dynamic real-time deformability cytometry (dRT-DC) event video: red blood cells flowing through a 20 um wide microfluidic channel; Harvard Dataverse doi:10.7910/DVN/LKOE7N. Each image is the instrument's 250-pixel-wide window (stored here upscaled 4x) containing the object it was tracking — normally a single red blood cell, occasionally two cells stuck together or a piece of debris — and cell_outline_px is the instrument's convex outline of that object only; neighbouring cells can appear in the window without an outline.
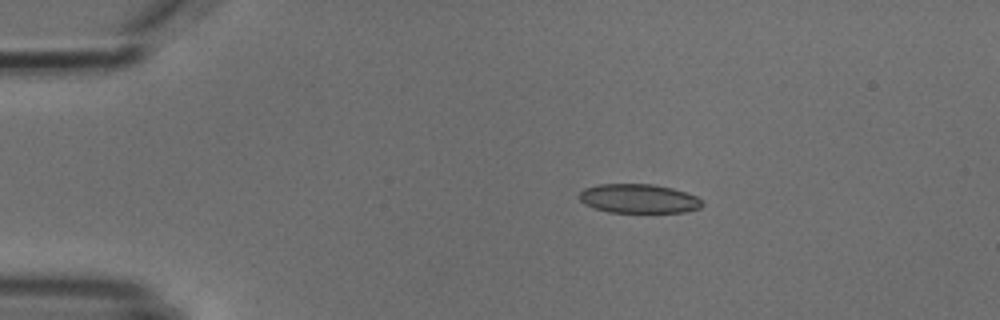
{"species": "common noctule bat (a hibernating species)", "species_latin": "Nyctalus noctula", "temperature_condition": "cold", "stored_images_in_passage": 8, "camera_frame_rate_fps": 3000, "um_per_image_px": 0.085, "animal": {"sex": "male", "body_mass_g": 18.8}, "frame": {"image": 1, "passage_image": 3, "time_ms": 3.333, "image_size_px": [1000, 320], "cell_outline_px": [[704, 204], [700, 208], [684, 212], [608, 212], [592, 208], [584, 204], [580, 200], [580, 192], [584, 188], [600, 184], [652, 184], [672, 188], [696, 196], [704, 200]], "centroid_in_image_um": [54.29, 16.88], "position_along_channel_um": 30.7, "area_um2": 20.92}}
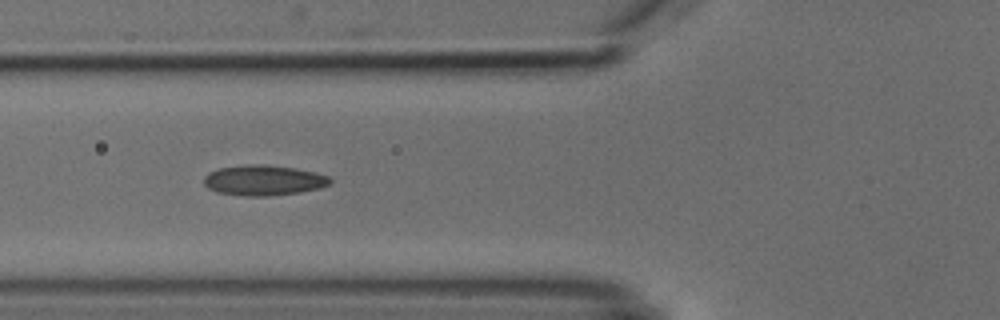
{"frame": {"image": 2, "passage_image": 6, "time_ms": 6.667, "image_size_px": [1000, 320], "cell_outline_px": [[332, 180], [328, 184], [320, 188], [300, 192], [268, 196], [244, 196], [216, 192], [208, 188], [204, 184], [204, 176], [208, 172], [220, 168], [244, 164], [268, 164], [296, 168], [328, 176]], "centroid_in_image_um": [22.37, 15.32], "position_along_channel_um": 103.4, "area_um2": 22.43}}
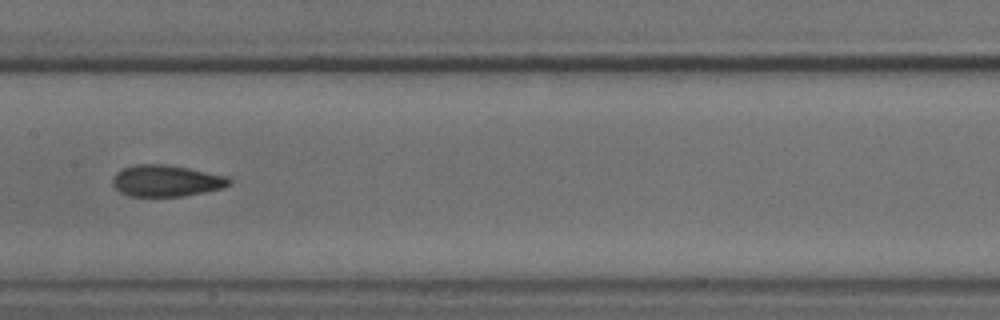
{"frame": {"image": 3, "passage_image": 8, "time_ms": 9.0, "image_size_px": [1000, 320], "cell_outline_px": [[232, 184], [220, 188], [204, 192], [180, 196], [128, 196], [120, 192], [112, 184], [112, 180], [116, 172], [120, 168], [132, 164], [164, 164], [188, 168], [228, 176], [232, 180]], "centroid_in_image_um": [14.1, 15.35], "position_along_channel_um": 193.3, "area_um2": 21.5}}